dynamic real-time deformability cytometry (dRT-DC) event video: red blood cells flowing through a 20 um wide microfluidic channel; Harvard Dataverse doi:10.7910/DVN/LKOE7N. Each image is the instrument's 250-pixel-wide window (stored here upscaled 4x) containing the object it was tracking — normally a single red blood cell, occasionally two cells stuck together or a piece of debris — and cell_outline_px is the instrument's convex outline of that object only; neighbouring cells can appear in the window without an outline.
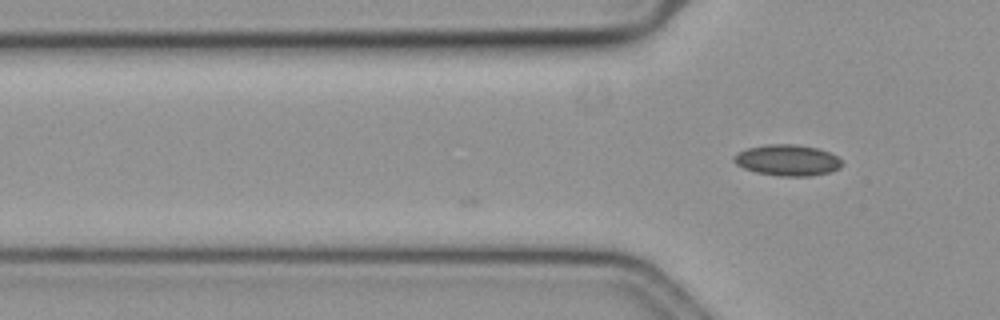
{"species": "common noctule bat (a hibernating species)", "species_latin": "Nyctalus noctula", "temperature_condition": "cold", "stored_images_in_passage": 10, "camera_frame_rate_fps": 3000, "um_per_image_px": 0.085, "animal": {"sex": "female", "body_mass_g": 19.3, "forearm_length_mm": 54.1}, "frame": {"image": 1, "passage_image": 10, "time_ms": 3.0, "image_size_px": [1000, 320], "cell_outline_px": [[844, 164], [840, 168], [828, 172], [812, 176], [776, 176], [756, 172], [744, 168], [736, 164], [732, 160], [732, 156], [748, 148], [768, 144], [796, 144], [816, 148], [828, 152], [836, 156]], "centroid_in_image_um": [66.92, 13.62], "position_along_channel_um": 58.9, "area_um2": 19.54}}